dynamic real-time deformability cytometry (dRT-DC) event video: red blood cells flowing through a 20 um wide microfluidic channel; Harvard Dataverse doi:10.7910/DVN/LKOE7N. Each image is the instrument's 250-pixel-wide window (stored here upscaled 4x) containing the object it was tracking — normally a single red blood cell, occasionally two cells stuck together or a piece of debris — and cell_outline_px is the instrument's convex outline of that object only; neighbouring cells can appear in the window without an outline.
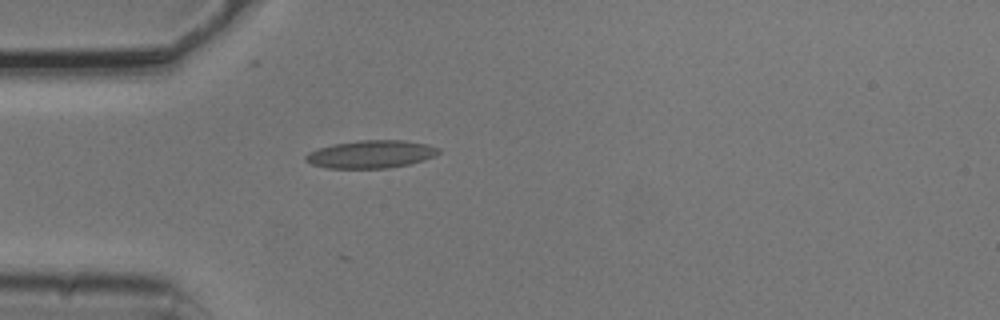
{"species": "common noctule bat (a hibernating species)", "species_latin": "Nyctalus noctula", "temperature_condition": "cold", "stored_images_in_passage": 1, "camera_frame_rate_fps": 3000, "um_per_image_px": 0.085, "animal": {"sex": "male", "body_mass_g": 20.5, "forearm_length_mm": 52.5}, "frame": {"image": 1, "passage_image": 1, "time_ms": 0.0, "image_size_px": [1000, 320], "cell_outline_px": [[440, 152], [436, 156], [424, 160], [408, 164], [388, 168], [328, 168], [312, 164], [304, 160], [304, 156], [308, 152], [332, 144], [360, 140], [404, 140], [428, 144], [440, 148]], "centroid_in_image_um": [31.55, 13.1], "position_along_channel_um": 53.4, "area_um2": 21.62}}